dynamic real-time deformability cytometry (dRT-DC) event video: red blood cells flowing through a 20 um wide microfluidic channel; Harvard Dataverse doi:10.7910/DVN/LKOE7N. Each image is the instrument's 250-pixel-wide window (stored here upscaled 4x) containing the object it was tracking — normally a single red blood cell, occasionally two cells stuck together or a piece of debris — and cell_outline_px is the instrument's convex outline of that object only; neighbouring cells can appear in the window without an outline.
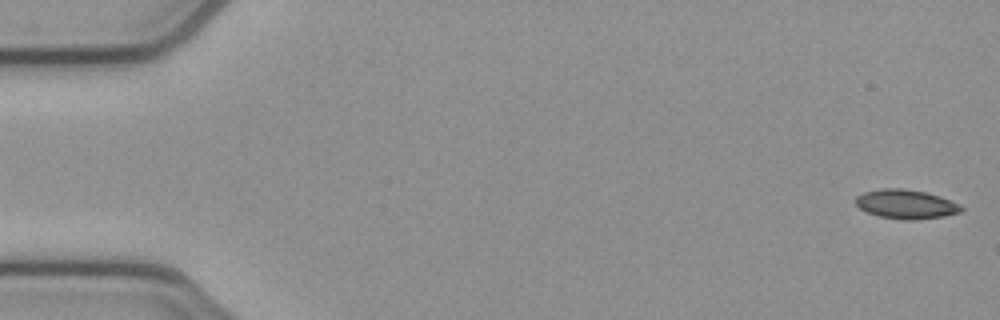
{"species": "common noctule bat (a hibernating species)", "species_latin": "Nyctalus noctula", "temperature_condition": "cold", "stored_images_in_passage": 53, "camera_frame_rate_fps": 3000, "um_per_image_px": 0.085, "animal": {"sex": "female", "body_mass_g": 21.9}, "frame": {"image": 1, "passage_image": 1, "time_ms": 0.0, "image_size_px": [1000, 320], "cell_outline_px": [[964, 208], [960, 212], [944, 216], [916, 220], [904, 220], [876, 216], [860, 208], [856, 204], [856, 196], [864, 192], [884, 188], [904, 188], [924, 192], [940, 196], [960, 204]], "centroid_in_image_um": [77.01, 17.36], "position_along_channel_um": 8.0, "area_um2": 17.98}}
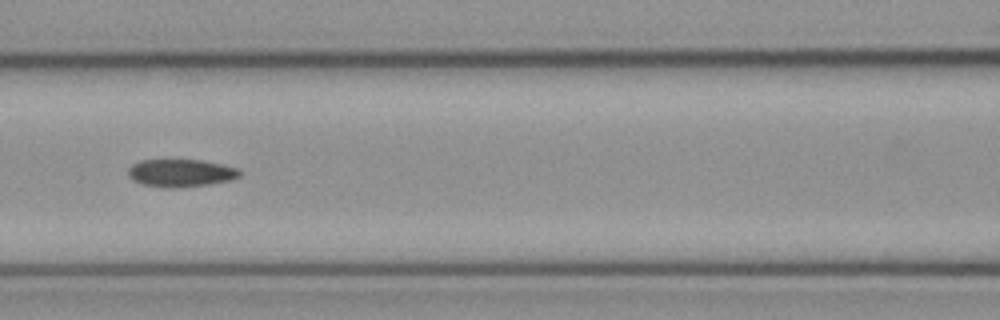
{"frame": {"image": 2, "passage_image": 23, "time_ms": 7.333, "image_size_px": [1000, 320], "cell_outline_px": [[240, 176], [228, 180], [208, 184], [176, 188], [164, 188], [140, 184], [132, 180], [128, 176], [128, 168], [132, 164], [140, 160], [200, 160], [220, 164], [236, 168], [240, 172]], "centroid_in_image_um": [15.28, 14.71], "position_along_channel_um": 151.3, "area_um2": 17.92}}
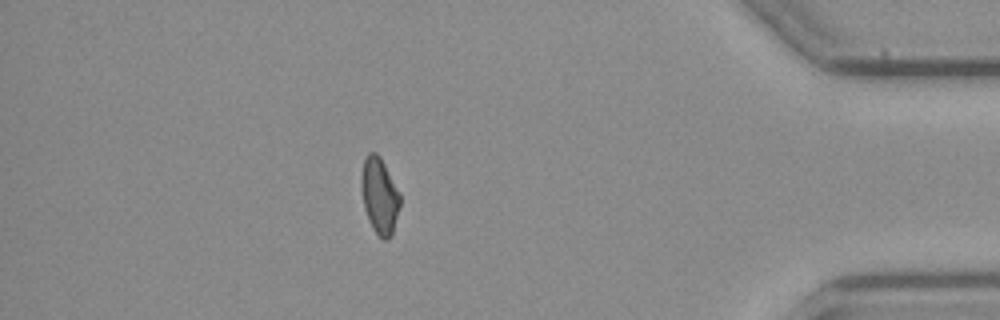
{"frame": {"image": 3, "passage_image": 46, "time_ms": 15.0, "image_size_px": [1000, 320], "cell_outline_px": [[400, 204], [392, 236], [388, 240], [384, 240], [372, 228], [368, 220], [364, 208], [360, 184], [360, 176], [364, 160], [368, 152], [376, 152], [380, 156], [400, 192]], "centroid_in_image_um": [32.25, 16.63], "position_along_channel_um": 402.9, "area_um2": 17.4}, "authors_computed_cell_mechanics": {"area_um2": 17.8024, "velocity_mm_per_s": 3.8735, "shape_relaxation_time_tau1_ms": null, "shape_relaxation_time_tau2_ms": 4.4271, "deformation_change_tau1": null, "deformation_change_tau2": 0.1077}}